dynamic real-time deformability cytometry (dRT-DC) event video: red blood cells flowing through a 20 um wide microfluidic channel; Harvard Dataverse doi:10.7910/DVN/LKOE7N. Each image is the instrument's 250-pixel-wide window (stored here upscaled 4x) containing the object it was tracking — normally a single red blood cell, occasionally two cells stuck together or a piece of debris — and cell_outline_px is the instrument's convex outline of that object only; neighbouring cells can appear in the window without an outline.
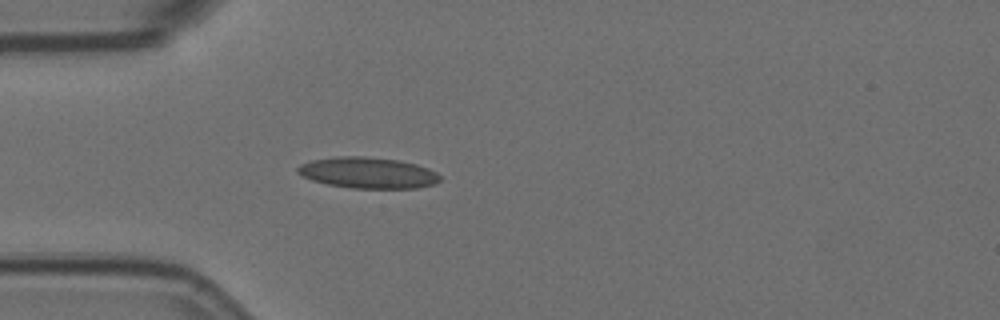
{"species": "Egyptian fruit bat (a non-hibernating species)", "species_latin": "Rousettus aegyptiacus", "temperature_condition": "room temperature", "stored_images_in_passage": 5, "camera_frame_rate_fps": 3000, "um_per_image_px": 0.085, "animal": {"sex": "female"}, "frame": {"image": 1, "passage_image": 5, "time_ms": 1.333, "image_size_px": [1000, 320], "cell_outline_px": [[440, 180], [436, 184], [416, 188], [352, 188], [328, 184], [312, 180], [296, 172], [296, 168], [300, 164], [312, 160], [336, 156], [364, 156], [400, 160], [416, 164], [428, 168], [436, 172], [440, 176]], "centroid_in_image_um": [31.28, 14.68], "position_along_channel_um": 53.7, "area_um2": 25.84}}